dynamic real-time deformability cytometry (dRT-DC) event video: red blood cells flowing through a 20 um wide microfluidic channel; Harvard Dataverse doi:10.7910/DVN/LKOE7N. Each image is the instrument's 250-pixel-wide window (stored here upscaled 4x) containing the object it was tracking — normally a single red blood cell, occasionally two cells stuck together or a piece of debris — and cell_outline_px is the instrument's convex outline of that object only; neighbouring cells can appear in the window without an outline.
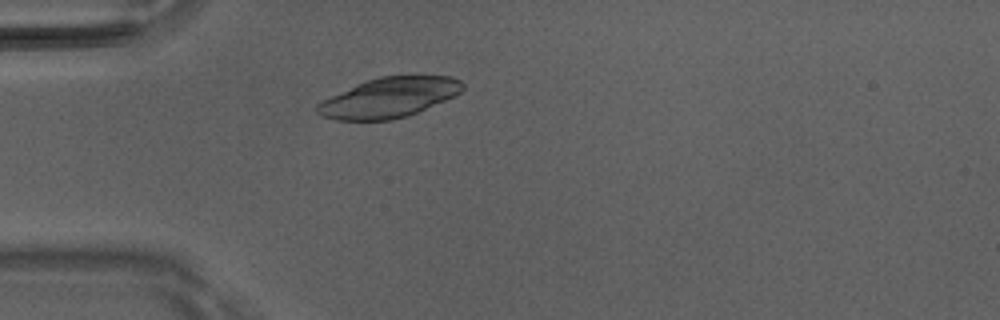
{"species": "Egyptian fruit bat (a non-hibernating species)", "species_latin": "Rousettus aegyptiacus", "temperature_condition": "room temperature", "stored_images_in_passage": 41, "camera_frame_rate_fps": 3000, "um_per_image_px": 0.085, "animal": {"sex": "male"}, "frame": {"image": 1, "passage_image": 6, "time_ms": 1.667, "image_size_px": [1000, 320], "cell_outline_px": [[464, 88], [460, 92], [444, 100], [408, 116], [392, 120], [336, 120], [320, 116], [316, 112], [316, 104], [364, 80], [380, 76], [452, 76], [460, 80], [464, 84]], "centroid_in_image_um": [33.05, 8.3], "position_along_channel_um": 52.0, "area_um2": 33.58}}
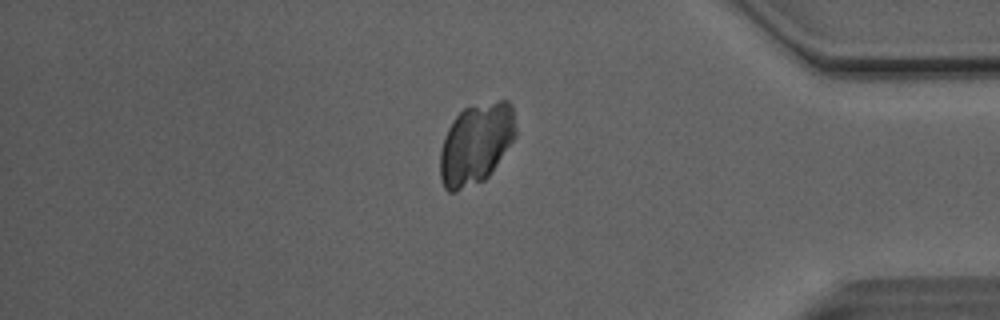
{"frame": {"image": 2, "passage_image": 34, "time_ms": 11.0, "image_size_px": [1000, 320], "cell_outline_px": [[516, 136], [488, 176], [484, 180], [456, 192], [448, 192], [444, 188], [440, 180], [440, 148], [444, 136], [452, 120], [464, 108], [472, 104], [500, 100], [508, 100], [512, 104], [516, 128]], "centroid_in_image_um": [40.44, 12.2], "position_along_channel_um": 394.8, "area_um2": 36.01}}
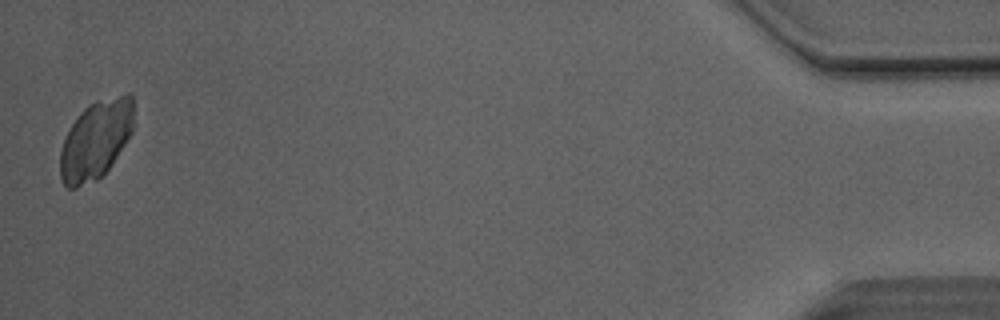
{"frame": {"image": 3, "passage_image": 41, "time_ms": 13.333, "image_size_px": [1000, 320], "cell_outline_px": [[132, 132], [108, 168], [96, 180], [76, 188], [68, 188], [60, 180], [60, 152], [64, 140], [72, 124], [80, 112], [88, 104], [128, 92], [132, 92]], "centroid_in_image_um": [8.12, 11.89], "position_along_channel_um": 427.1, "area_um2": 33.29}}